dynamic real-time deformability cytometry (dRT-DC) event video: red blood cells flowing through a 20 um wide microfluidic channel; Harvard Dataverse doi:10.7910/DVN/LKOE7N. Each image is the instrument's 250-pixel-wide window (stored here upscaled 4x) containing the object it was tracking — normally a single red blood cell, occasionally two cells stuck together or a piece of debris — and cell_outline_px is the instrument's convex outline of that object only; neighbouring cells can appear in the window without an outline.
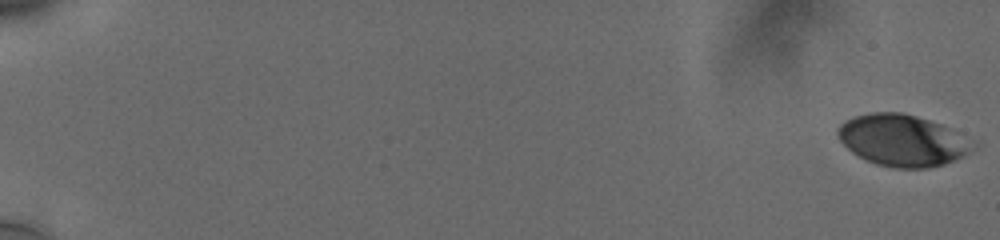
{"species": "human", "species_latin": "Homo sapiens", "temperature_condition": "cold", "stored_images_in_passage": 62, "camera_frame_rate_fps": 3000, "um_per_image_px": 0.085, "donor": {"sex": "male"}, "frame": {"image": 1, "passage_image": 1, "time_ms": 0.0, "image_size_px": [1000, 240], "cell_outline_px": [[980, 148], [964, 156], [944, 164], [928, 168], [896, 168], [876, 164], [852, 152], [840, 140], [836, 132], [836, 128], [844, 120], [852, 116], [872, 112], [900, 112], [916, 116], [952, 128], [980, 144]], "centroid_in_image_um": [76.78, 11.92], "position_along_channel_um": 8.2, "area_um2": 41.15}}
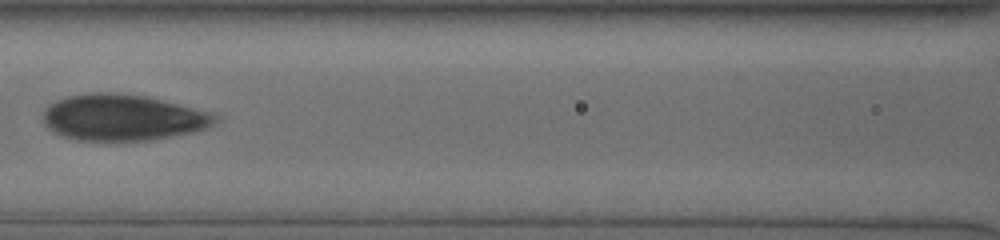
{"frame": {"image": 2, "passage_image": 40, "time_ms": 9.667, "image_size_px": [1000, 240], "cell_outline_px": [[220, 116], [216, 124], [208, 128], [192, 132], [152, 140], [76, 140], [64, 136], [48, 128], [44, 124], [44, 112], [48, 104], [56, 100], [68, 96], [88, 92], [116, 92], [148, 96], [216, 112]], "centroid_in_image_um": [10.52, 9.96], "position_along_channel_um": 156.1, "area_um2": 46.99}}
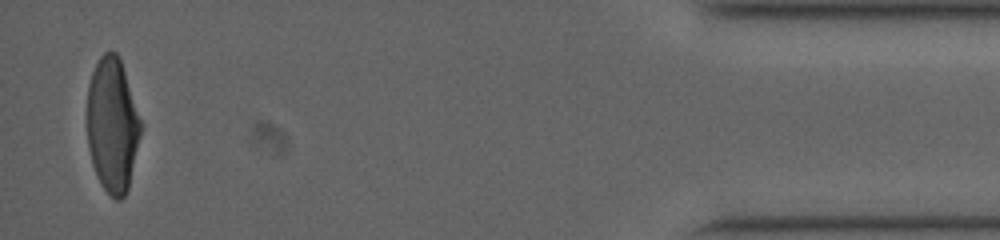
{"frame": {"image": 3, "passage_image": 62, "time_ms": 18.667, "image_size_px": [1000, 240], "cell_outline_px": [[140, 136], [128, 188], [124, 196], [120, 200], [116, 200], [100, 184], [92, 164], [88, 148], [88, 84], [92, 72], [100, 56], [104, 52], [116, 52], [120, 60], [140, 120]], "centroid_in_image_um": [9.53, 10.65], "position_along_channel_um": 425.7, "area_um2": 41.21}, "authors_computed_cell_mechanics": {"area_um2": 42.4252, "velocity_mm_per_s": 3.7619, "shape_relaxation_time_tau1_ms": 6.653, "shape_relaxation_time_tau2_ms": 1.0268, "deformation_change_tau1": 0.2035, "deformation_change_tau2": 0.0666}}